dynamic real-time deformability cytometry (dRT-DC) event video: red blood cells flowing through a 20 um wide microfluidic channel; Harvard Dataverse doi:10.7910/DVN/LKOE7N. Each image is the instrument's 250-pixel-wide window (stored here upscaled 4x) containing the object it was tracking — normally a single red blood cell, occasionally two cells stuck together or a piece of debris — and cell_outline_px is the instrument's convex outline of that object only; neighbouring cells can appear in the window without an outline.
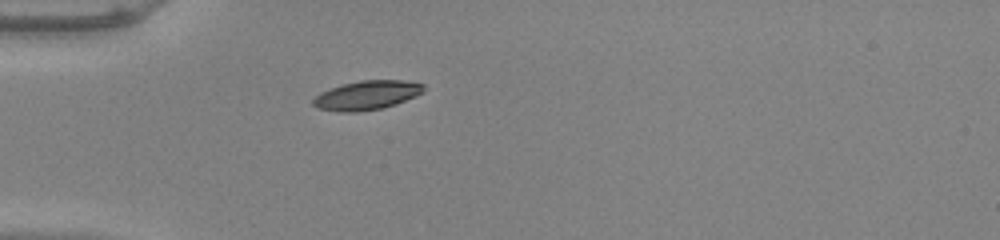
{"species": "common noctule bat (a hibernating species)", "species_latin": "Nyctalus noctula", "temperature_condition": "warm", "stored_images_in_passage": 37, "camera_frame_rate_fps": 3000, "um_per_image_px": 0.085, "animal": {"sex": "male", "body_mass_g": 20.0, "forearm_length_mm": 53.3}, "frame": {"image": 1, "passage_image": 1, "time_ms": 0.0, "image_size_px": [1000, 240], "cell_outline_px": [[424, 92], [416, 96], [396, 104], [380, 108], [356, 112], [340, 112], [320, 108], [312, 104], [312, 100], [320, 92], [344, 84], [360, 80], [400, 80], [424, 84]], "centroid_in_image_um": [31.19, 8.09], "position_along_channel_um": 53.8, "area_um2": 18.55}}
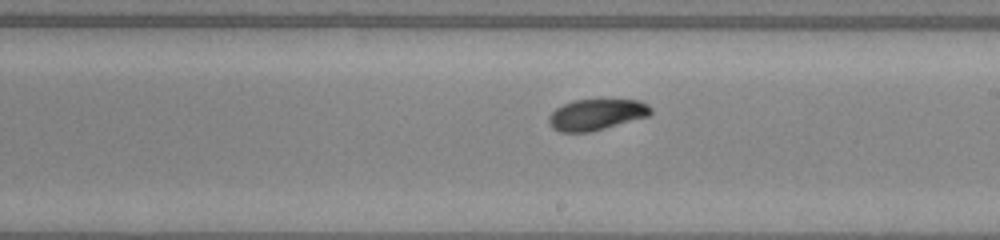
{"frame": {"image": 2, "passage_image": 16, "time_ms": 5.0, "image_size_px": [1000, 240], "cell_outline_px": [[652, 112], [648, 116], [604, 128], [588, 132], [560, 132], [552, 128], [548, 124], [548, 116], [556, 108], [572, 100], [640, 100], [648, 104], [652, 108]], "centroid_in_image_um": [50.67, 9.73], "position_along_channel_um": 238.3, "area_um2": 18.38}}
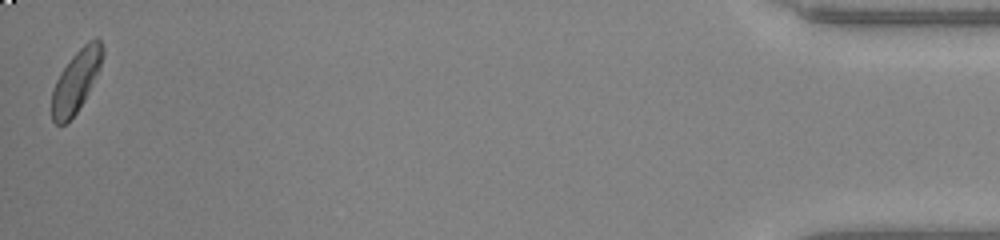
{"frame": {"image": 3, "passage_image": 37, "time_ms": 12.0, "image_size_px": [1000, 240], "cell_outline_px": [[104, 56], [100, 68], [84, 100], [76, 112], [64, 124], [56, 124], [52, 120], [52, 88], [60, 72], [68, 60], [88, 40], [96, 36], [100, 40], [104, 48]], "centroid_in_image_um": [6.48, 6.83], "position_along_channel_um": 428.7, "area_um2": 18.32}, "authors_computed_cell_mechanics": {"area_um2": 18.785, "velocity_mm_per_s": 3.9519, "shape_relaxation_time_tau1_ms": 2.9785, "shape_relaxation_time_tau2_ms": 5.6967, "deformation_change_tau1": 0.1089, "deformation_change_tau2": 0.094}}